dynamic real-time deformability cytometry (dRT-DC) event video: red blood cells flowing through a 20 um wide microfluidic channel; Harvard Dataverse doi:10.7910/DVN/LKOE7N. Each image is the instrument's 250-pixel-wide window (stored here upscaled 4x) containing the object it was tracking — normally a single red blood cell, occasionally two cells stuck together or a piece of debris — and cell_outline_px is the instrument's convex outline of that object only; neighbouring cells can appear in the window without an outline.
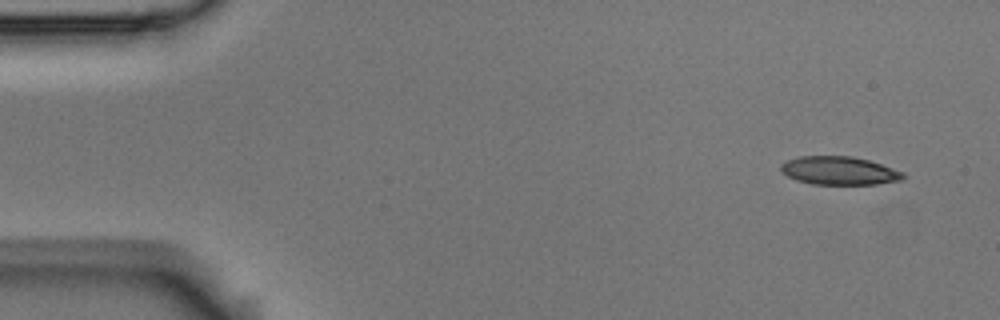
{"species": "Egyptian fruit bat (a non-hibernating species)", "species_latin": "Rousettus aegyptiacus", "temperature_condition": "room temperature", "stored_images_in_passage": 4, "camera_frame_rate_fps": 3000, "um_per_image_px": 0.085, "animal": {"sex": "male"}, "frame": {"image": 1, "passage_image": 1, "time_ms": 0.0, "image_size_px": [1000, 320], "cell_outline_px": [[904, 176], [900, 180], [876, 184], [812, 184], [796, 180], [788, 176], [780, 168], [780, 164], [788, 160], [800, 156], [852, 156], [868, 160], [904, 172]], "centroid_in_image_um": [71.31, 14.5], "position_along_channel_um": 13.7, "area_um2": 19.94}}